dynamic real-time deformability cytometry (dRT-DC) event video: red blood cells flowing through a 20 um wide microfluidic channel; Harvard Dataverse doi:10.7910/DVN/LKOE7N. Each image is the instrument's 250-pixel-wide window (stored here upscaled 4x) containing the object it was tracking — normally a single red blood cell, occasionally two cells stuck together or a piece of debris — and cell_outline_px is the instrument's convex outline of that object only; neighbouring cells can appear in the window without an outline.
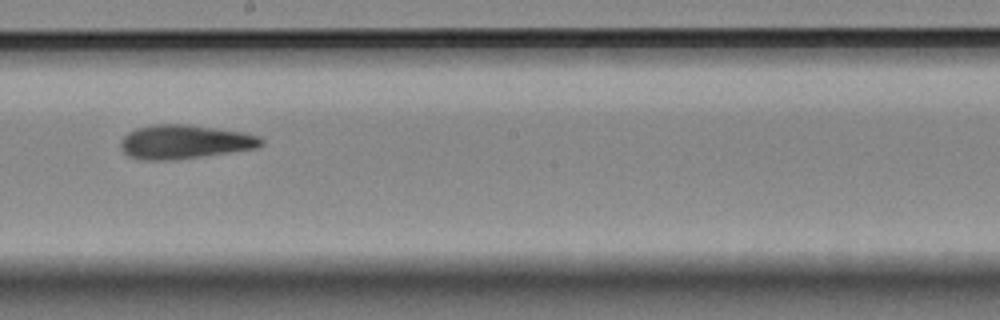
{"species": "Egyptian fruit bat (a non-hibernating species)", "species_latin": "Rousettus aegyptiacus", "temperature_condition": "room temperature", "stored_images_in_passage": 12, "camera_frame_rate_fps": 3000, "um_per_image_px": 0.085, "animal": {"sex": "female"}, "frame": {"image": 1, "passage_image": 6, "time_ms": 1.667, "image_size_px": [1000, 320], "cell_outline_px": [[264, 144], [256, 148], [200, 156], [168, 160], [144, 160], [128, 156], [120, 148], [120, 144], [124, 136], [128, 132], [136, 128], [152, 124], [188, 124], [244, 132], [260, 136], [264, 140]], "centroid_in_image_um": [15.68, 12.04], "position_along_channel_um": 232.5, "area_um2": 27.74}}
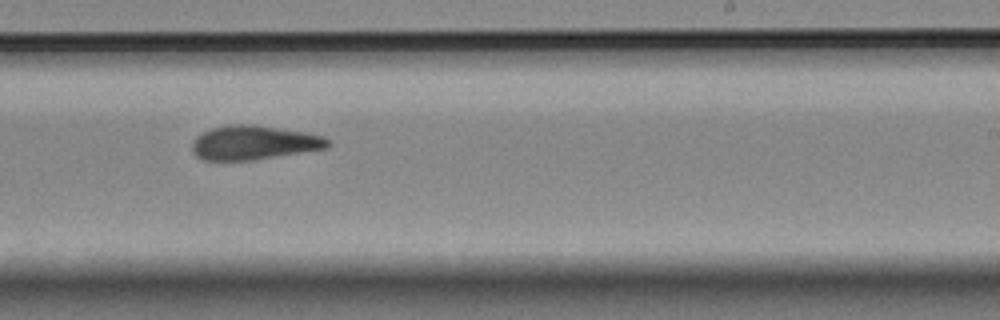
{"frame": {"image": 2, "passage_image": 7, "time_ms": 2.0, "image_size_px": [1000, 320], "cell_outline_px": [[332, 144], [328, 148], [252, 160], [200, 160], [192, 152], [192, 144], [196, 136], [212, 128], [228, 124], [252, 124], [304, 132], [324, 136]], "centroid_in_image_um": [21.57, 12.13], "position_along_channel_um": 267.4, "area_um2": 26.99}}
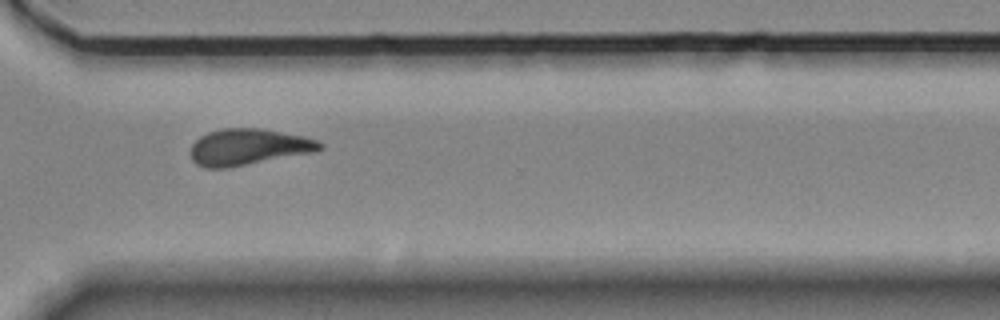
{"frame": {"image": 3, "passage_image": 9, "time_ms": 2.667, "image_size_px": [1000, 320], "cell_outline_px": [[324, 148], [316, 152], [224, 168], [208, 168], [196, 164], [192, 160], [188, 152], [192, 144], [200, 136], [208, 132], [224, 128], [260, 128], [304, 136], [320, 140], [324, 144]], "centroid_in_image_um": [21.13, 12.49], "position_along_channel_um": 349.5, "area_um2": 27.57}}